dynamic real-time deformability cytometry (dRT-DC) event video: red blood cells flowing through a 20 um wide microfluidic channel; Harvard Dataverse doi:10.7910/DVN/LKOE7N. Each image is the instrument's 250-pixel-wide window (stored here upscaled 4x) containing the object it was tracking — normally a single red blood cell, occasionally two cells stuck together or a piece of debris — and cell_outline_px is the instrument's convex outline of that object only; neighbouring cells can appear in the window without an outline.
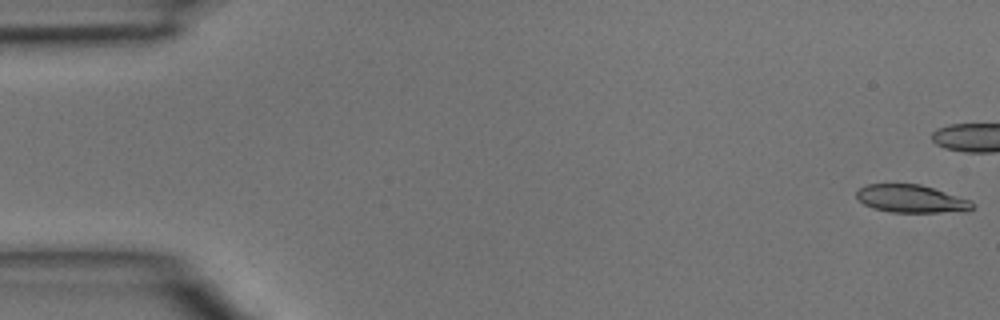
{"species": "common noctule bat (a hibernating species)", "species_latin": "Nyctalus noctula", "temperature_condition": "room temperature", "stored_images_in_passage": 36, "camera_frame_rate_fps": 3000, "um_per_image_px": 0.085, "animal": {"sex": "male", "body_mass_g": 15.6}, "frame": {"image": 1, "passage_image": 1, "time_ms": 0.0, "image_size_px": [1000, 320], "cell_outline_px": [[976, 204], [968, 212], [892, 212], [872, 208], [864, 204], [856, 196], [856, 192], [860, 188], [868, 184], [920, 184], [972, 200]], "centroid_in_image_um": [77.52, 16.9], "position_along_channel_um": 7.5, "area_um2": 18.9}}